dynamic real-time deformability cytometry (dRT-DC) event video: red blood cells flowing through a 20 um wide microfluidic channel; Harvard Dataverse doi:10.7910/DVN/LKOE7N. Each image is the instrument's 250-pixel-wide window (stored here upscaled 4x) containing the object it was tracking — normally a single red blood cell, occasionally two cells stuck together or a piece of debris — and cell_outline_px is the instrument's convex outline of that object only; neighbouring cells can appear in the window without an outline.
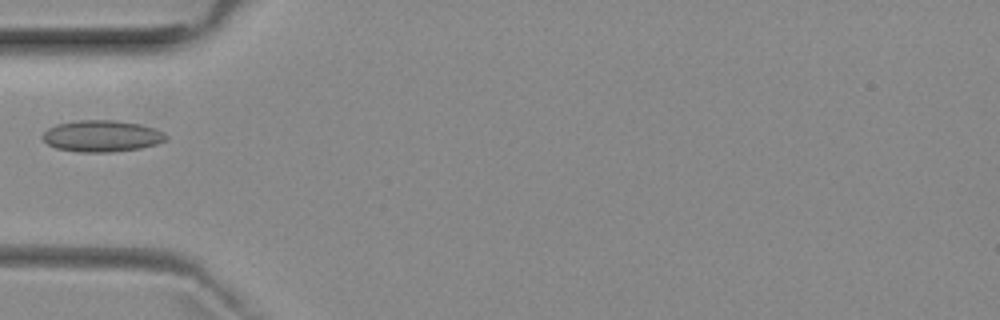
{"species": "common noctule bat (a hibernating species)", "species_latin": "Nyctalus noctula", "temperature_condition": "room temperature", "stored_images_in_passage": 4, "camera_frame_rate_fps": 3000, "um_per_image_px": 0.085, "animal": {"sex": "female", "body_mass_g": 29.2, "forearm_length_mm": 56.3}, "frame": {"image": 1, "passage_image": 4, "time_ms": 3.333, "image_size_px": [1000, 320], "cell_outline_px": [[168, 140], [156, 144], [140, 148], [112, 152], [80, 152], [56, 148], [48, 144], [40, 136], [48, 128], [56, 124], [76, 120], [116, 120], [140, 124], [156, 128], [164, 132], [168, 136]], "centroid_in_image_um": [8.67, 11.56], "position_along_channel_um": 76.3, "area_um2": 22.89}}